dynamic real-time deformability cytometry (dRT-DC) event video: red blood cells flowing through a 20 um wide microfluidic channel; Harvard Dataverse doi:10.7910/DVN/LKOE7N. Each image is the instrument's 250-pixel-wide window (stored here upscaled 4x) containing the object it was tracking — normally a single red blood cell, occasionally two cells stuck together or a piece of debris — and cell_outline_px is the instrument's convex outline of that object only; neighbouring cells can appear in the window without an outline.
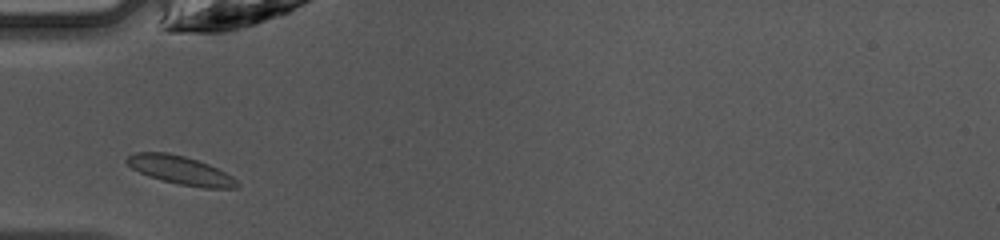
{"species": "common noctule bat (a hibernating species)", "species_latin": "Nyctalus noctula", "temperature_condition": "warm", "stored_images_in_passage": 26, "camera_frame_rate_fps": 3000, "um_per_image_px": 0.085, "animal": {"sex": "female", "body_mass_g": 10.0, "forearm_length_mm": 53.1}, "frame": {"image": 1, "passage_image": 1, "time_ms": 0.0, "image_size_px": [1000, 240], "cell_outline_px": [[240, 188], [204, 188], [180, 184], [148, 176], [132, 168], [124, 160], [128, 156], [136, 152], [168, 152], [184, 156], [208, 164], [232, 176], [240, 184]], "centroid_in_image_um": [15.35, 14.47], "position_along_channel_um": 69.7, "area_um2": 18.09}}
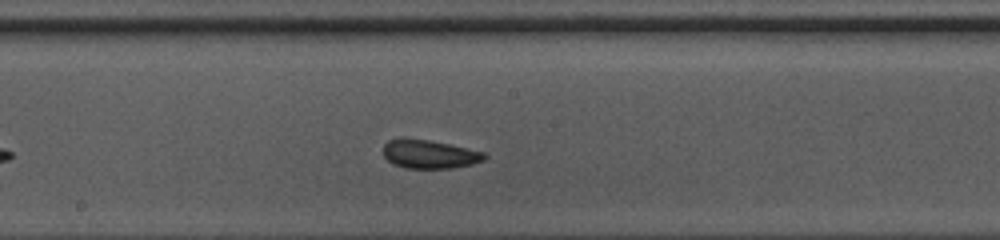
{"frame": {"image": 2, "passage_image": 11, "time_ms": 3.333, "image_size_px": [1000, 240], "cell_outline_px": [[488, 156], [484, 160], [472, 164], [452, 168], [404, 168], [392, 164], [384, 156], [384, 144], [388, 140], [428, 140], [448, 144], [484, 152]], "centroid_in_image_um": [36.53, 13.14], "position_along_channel_um": 211.7, "area_um2": 16.47}}
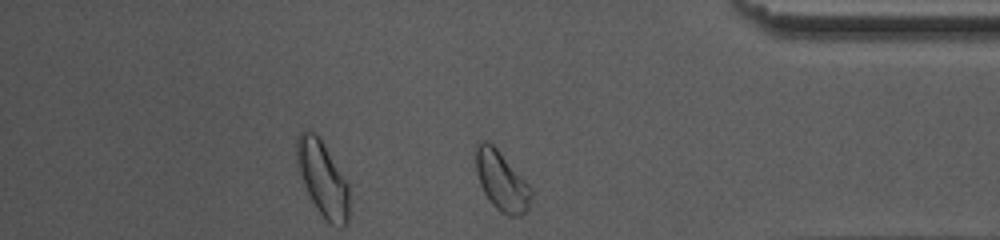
{"frame": {"image": 3, "passage_image": 25, "time_ms": 8.0, "image_size_px": [1000, 240], "cell_outline_px": [[532, 196], [528, 212], [520, 216], [508, 216], [500, 212], [492, 204], [484, 192], [480, 184], [476, 172], [476, 144], [480, 140], [484, 140], [492, 144], [496, 148], [532, 188]], "centroid_in_image_um": [42.65, 15.42], "position_along_channel_um": 392.6, "area_um2": 19.13}, "authors_computed_cell_mechanics": {"area_um2": 16.7909, "velocity_mm_per_s": 4.2437, "shape_relaxation_time_tau1_ms": 3.7202, "shape_relaxation_time_tau2_ms": 2.3531, "deformation_change_tau1": 0.0915, "deformation_change_tau2": 0.0712}}